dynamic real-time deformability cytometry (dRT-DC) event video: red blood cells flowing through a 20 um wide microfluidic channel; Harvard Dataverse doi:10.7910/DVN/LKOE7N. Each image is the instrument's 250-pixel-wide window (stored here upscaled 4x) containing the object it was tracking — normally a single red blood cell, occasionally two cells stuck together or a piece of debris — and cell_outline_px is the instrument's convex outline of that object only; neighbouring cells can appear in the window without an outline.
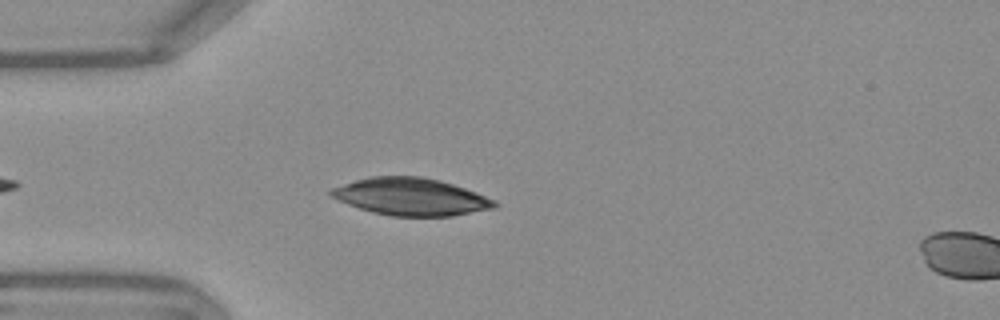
{"species": "Egyptian fruit bat (a non-hibernating species)", "species_latin": "Rousettus aegyptiacus", "temperature_condition": "warm", "stored_images_in_passage": 42, "camera_frame_rate_fps": 3000, "um_per_image_px": 0.085, "frame": {"image": 1, "passage_image": 6, "time_ms": 1.667, "image_size_px": [1000, 320], "cell_outline_px": [[500, 204], [496, 208], [452, 216], [392, 216], [372, 212], [348, 204], [332, 196], [328, 192], [332, 188], [368, 176], [420, 176], [440, 180], [476, 192], [496, 200]], "centroid_in_image_um": [34.97, 16.72], "position_along_channel_um": 50.0, "area_um2": 35.49}}
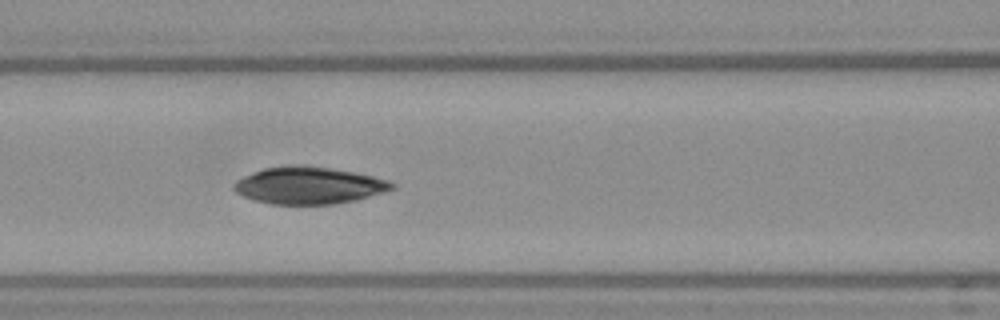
{"frame": {"image": 2, "passage_image": 14, "time_ms": 4.333, "image_size_px": [1000, 320], "cell_outline_px": [[396, 188], [384, 192], [356, 200], [336, 204], [272, 204], [256, 200], [244, 196], [236, 192], [232, 188], [232, 184], [236, 180], [244, 176], [264, 168], [296, 164], [328, 168], [352, 172], [372, 176], [388, 180], [396, 184]], "centroid_in_image_um": [26.25, 15.76], "position_along_channel_um": 140.3, "area_um2": 33.99}}
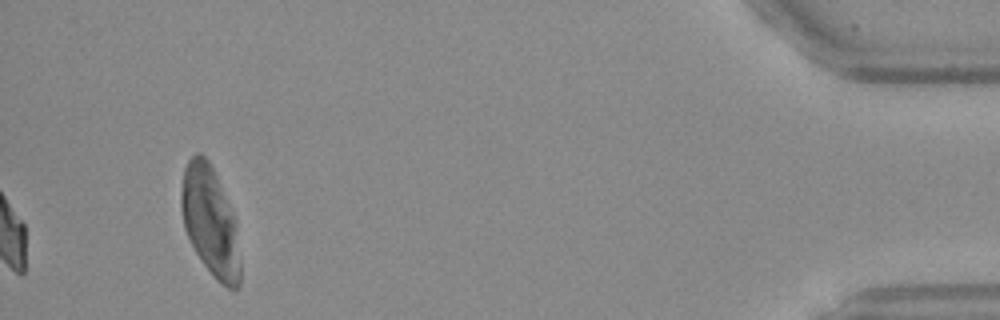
{"frame": {"image": 3, "passage_image": 42, "time_ms": 13.667, "image_size_px": [1000, 320], "cell_outline_px": [[240, 284], [236, 288], [228, 288], [220, 284], [216, 280], [200, 260], [184, 228], [180, 208], [180, 196], [184, 168], [188, 160], [196, 152], [200, 152], [208, 160], [216, 176], [236, 220], [240, 264]], "centroid_in_image_um": [17.85, 18.83], "position_along_channel_um": 417.3, "area_um2": 37.57}}